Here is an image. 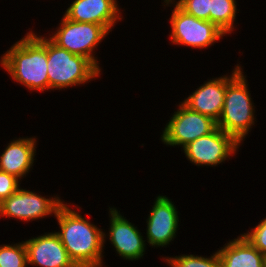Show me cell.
Listing matches in <instances>:
<instances>
[{
  "instance_id": "cell-7",
  "label": "cell",
  "mask_w": 266,
  "mask_h": 267,
  "mask_svg": "<svg viewBox=\"0 0 266 267\" xmlns=\"http://www.w3.org/2000/svg\"><path fill=\"white\" fill-rule=\"evenodd\" d=\"M217 128V122L212 118L202 115L179 104L162 134V141L166 145H179L184 148L192 141L210 134Z\"/></svg>"
},
{
  "instance_id": "cell-10",
  "label": "cell",
  "mask_w": 266,
  "mask_h": 267,
  "mask_svg": "<svg viewBox=\"0 0 266 267\" xmlns=\"http://www.w3.org/2000/svg\"><path fill=\"white\" fill-rule=\"evenodd\" d=\"M240 70L241 67L237 65L231 74L232 76L210 79L189 95L182 103L190 110L199 112L218 122L224 107L227 83Z\"/></svg>"
},
{
  "instance_id": "cell-8",
  "label": "cell",
  "mask_w": 266,
  "mask_h": 267,
  "mask_svg": "<svg viewBox=\"0 0 266 267\" xmlns=\"http://www.w3.org/2000/svg\"><path fill=\"white\" fill-rule=\"evenodd\" d=\"M240 144L228 133L218 127L208 135L202 136L187 146L184 153L195 165L216 166L235 153Z\"/></svg>"
},
{
  "instance_id": "cell-9",
  "label": "cell",
  "mask_w": 266,
  "mask_h": 267,
  "mask_svg": "<svg viewBox=\"0 0 266 267\" xmlns=\"http://www.w3.org/2000/svg\"><path fill=\"white\" fill-rule=\"evenodd\" d=\"M62 204L59 197L46 199L35 192L19 188L0 202V216L30 221L51 213L56 214Z\"/></svg>"
},
{
  "instance_id": "cell-20",
  "label": "cell",
  "mask_w": 266,
  "mask_h": 267,
  "mask_svg": "<svg viewBox=\"0 0 266 267\" xmlns=\"http://www.w3.org/2000/svg\"><path fill=\"white\" fill-rule=\"evenodd\" d=\"M164 2L167 5L173 3V0H165ZM176 4L197 19L209 21L210 0H179Z\"/></svg>"
},
{
  "instance_id": "cell-21",
  "label": "cell",
  "mask_w": 266,
  "mask_h": 267,
  "mask_svg": "<svg viewBox=\"0 0 266 267\" xmlns=\"http://www.w3.org/2000/svg\"><path fill=\"white\" fill-rule=\"evenodd\" d=\"M253 229L243 235L266 257V218Z\"/></svg>"
},
{
  "instance_id": "cell-4",
  "label": "cell",
  "mask_w": 266,
  "mask_h": 267,
  "mask_svg": "<svg viewBox=\"0 0 266 267\" xmlns=\"http://www.w3.org/2000/svg\"><path fill=\"white\" fill-rule=\"evenodd\" d=\"M247 87L245 76L240 70L227 83L224 107L217 122V127L239 144L254 125V108Z\"/></svg>"
},
{
  "instance_id": "cell-17",
  "label": "cell",
  "mask_w": 266,
  "mask_h": 267,
  "mask_svg": "<svg viewBox=\"0 0 266 267\" xmlns=\"http://www.w3.org/2000/svg\"><path fill=\"white\" fill-rule=\"evenodd\" d=\"M235 0H210L209 21L225 34L231 33L236 17Z\"/></svg>"
},
{
  "instance_id": "cell-18",
  "label": "cell",
  "mask_w": 266,
  "mask_h": 267,
  "mask_svg": "<svg viewBox=\"0 0 266 267\" xmlns=\"http://www.w3.org/2000/svg\"><path fill=\"white\" fill-rule=\"evenodd\" d=\"M27 250L24 243L0 245V267H26Z\"/></svg>"
},
{
  "instance_id": "cell-13",
  "label": "cell",
  "mask_w": 266,
  "mask_h": 267,
  "mask_svg": "<svg viewBox=\"0 0 266 267\" xmlns=\"http://www.w3.org/2000/svg\"><path fill=\"white\" fill-rule=\"evenodd\" d=\"M109 238L119 256L138 260L145 252V241L137 228L124 218L117 209L110 208Z\"/></svg>"
},
{
  "instance_id": "cell-1",
  "label": "cell",
  "mask_w": 266,
  "mask_h": 267,
  "mask_svg": "<svg viewBox=\"0 0 266 267\" xmlns=\"http://www.w3.org/2000/svg\"><path fill=\"white\" fill-rule=\"evenodd\" d=\"M78 213L63 203L55 214L61 228L56 233L77 267H102L106 235Z\"/></svg>"
},
{
  "instance_id": "cell-15",
  "label": "cell",
  "mask_w": 266,
  "mask_h": 267,
  "mask_svg": "<svg viewBox=\"0 0 266 267\" xmlns=\"http://www.w3.org/2000/svg\"><path fill=\"white\" fill-rule=\"evenodd\" d=\"M35 138L11 141L0 156V171L16 176L26 175L33 166L36 148Z\"/></svg>"
},
{
  "instance_id": "cell-16",
  "label": "cell",
  "mask_w": 266,
  "mask_h": 267,
  "mask_svg": "<svg viewBox=\"0 0 266 267\" xmlns=\"http://www.w3.org/2000/svg\"><path fill=\"white\" fill-rule=\"evenodd\" d=\"M217 252L222 267H266V257L243 234Z\"/></svg>"
},
{
  "instance_id": "cell-5",
  "label": "cell",
  "mask_w": 266,
  "mask_h": 267,
  "mask_svg": "<svg viewBox=\"0 0 266 267\" xmlns=\"http://www.w3.org/2000/svg\"><path fill=\"white\" fill-rule=\"evenodd\" d=\"M60 27L50 39L70 53L89 59L99 70V62L92 54L94 48L105 38L109 31L96 23L74 22L65 16Z\"/></svg>"
},
{
  "instance_id": "cell-22",
  "label": "cell",
  "mask_w": 266,
  "mask_h": 267,
  "mask_svg": "<svg viewBox=\"0 0 266 267\" xmlns=\"http://www.w3.org/2000/svg\"><path fill=\"white\" fill-rule=\"evenodd\" d=\"M19 180L14 175L0 171V202L20 188Z\"/></svg>"
},
{
  "instance_id": "cell-14",
  "label": "cell",
  "mask_w": 266,
  "mask_h": 267,
  "mask_svg": "<svg viewBox=\"0 0 266 267\" xmlns=\"http://www.w3.org/2000/svg\"><path fill=\"white\" fill-rule=\"evenodd\" d=\"M116 0H75L65 12V17L74 22L96 23L108 31L122 18Z\"/></svg>"
},
{
  "instance_id": "cell-6",
  "label": "cell",
  "mask_w": 266,
  "mask_h": 267,
  "mask_svg": "<svg viewBox=\"0 0 266 267\" xmlns=\"http://www.w3.org/2000/svg\"><path fill=\"white\" fill-rule=\"evenodd\" d=\"M170 23L172 43L193 48H207L226 35L212 22L197 19L186 13L177 4L173 9Z\"/></svg>"
},
{
  "instance_id": "cell-3",
  "label": "cell",
  "mask_w": 266,
  "mask_h": 267,
  "mask_svg": "<svg viewBox=\"0 0 266 267\" xmlns=\"http://www.w3.org/2000/svg\"><path fill=\"white\" fill-rule=\"evenodd\" d=\"M47 50L49 89L80 85L98 77L100 70L87 58L70 53L50 38L38 37L30 32Z\"/></svg>"
},
{
  "instance_id": "cell-19",
  "label": "cell",
  "mask_w": 266,
  "mask_h": 267,
  "mask_svg": "<svg viewBox=\"0 0 266 267\" xmlns=\"http://www.w3.org/2000/svg\"><path fill=\"white\" fill-rule=\"evenodd\" d=\"M171 267H222L218 252L213 254L210 258L195 256V255H182L168 257L165 259Z\"/></svg>"
},
{
  "instance_id": "cell-12",
  "label": "cell",
  "mask_w": 266,
  "mask_h": 267,
  "mask_svg": "<svg viewBox=\"0 0 266 267\" xmlns=\"http://www.w3.org/2000/svg\"><path fill=\"white\" fill-rule=\"evenodd\" d=\"M30 265L40 267H77L70 259L59 235L48 233L24 242Z\"/></svg>"
},
{
  "instance_id": "cell-2",
  "label": "cell",
  "mask_w": 266,
  "mask_h": 267,
  "mask_svg": "<svg viewBox=\"0 0 266 267\" xmlns=\"http://www.w3.org/2000/svg\"><path fill=\"white\" fill-rule=\"evenodd\" d=\"M0 63L17 83L30 90H49L47 50L30 32L1 57Z\"/></svg>"
},
{
  "instance_id": "cell-11",
  "label": "cell",
  "mask_w": 266,
  "mask_h": 267,
  "mask_svg": "<svg viewBox=\"0 0 266 267\" xmlns=\"http://www.w3.org/2000/svg\"><path fill=\"white\" fill-rule=\"evenodd\" d=\"M178 211L166 196H158L147 219V242L151 246H166L176 237Z\"/></svg>"
}]
</instances>
